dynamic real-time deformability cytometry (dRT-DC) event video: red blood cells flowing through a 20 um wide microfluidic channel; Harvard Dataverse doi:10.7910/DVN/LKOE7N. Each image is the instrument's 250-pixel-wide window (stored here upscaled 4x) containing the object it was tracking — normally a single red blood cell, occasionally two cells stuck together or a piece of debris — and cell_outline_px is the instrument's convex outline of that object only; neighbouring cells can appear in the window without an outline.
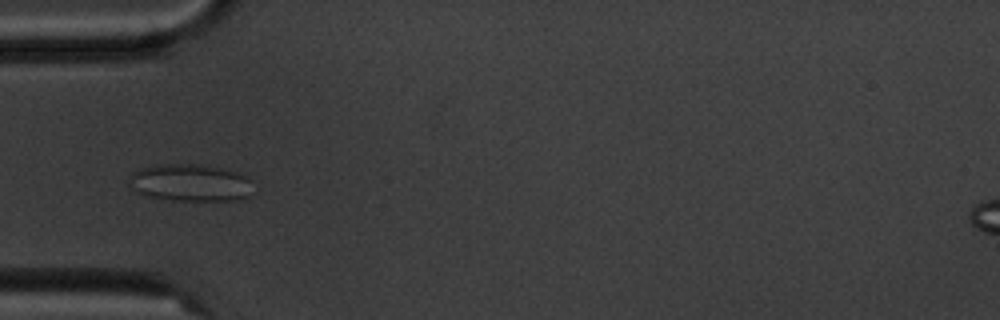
{"species": "common noctule bat (a hibernating species)", "species_latin": "Nyctalus noctula", "temperature_condition": "cold", "stored_images_in_passage": 8, "camera_frame_rate_fps": 3000, "um_per_image_px": 0.085, "animal": {"sex": "male", "body_mass_g": 20.1, "forearm_length_mm": 53.5}, "frame": {"image": 1, "passage_image": 4, "time_ms": 4.333, "image_size_px": [1000, 320], "cell_outline_px": [[252, 180], [248, 196], [236, 200], [172, 200], [148, 196], [136, 192], [128, 184], [128, 180], [132, 172], [140, 168], [156, 164], [200, 164], [220, 168], [236, 172], [248, 176]], "centroid_in_image_um": [16.13, 15.52], "position_along_channel_um": 68.9, "area_um2": 26.99}}
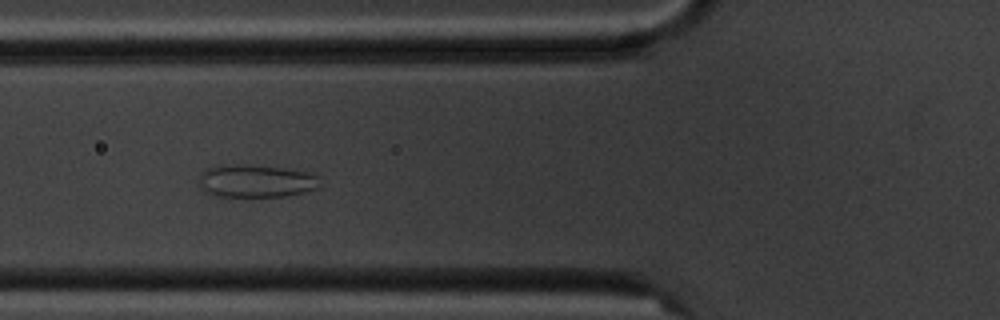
{"frame": {"image": 2, "passage_image": 5, "time_ms": 5.333, "image_size_px": [1000, 320], "cell_outline_px": [[320, 188], [304, 192], [284, 196], [212, 196], [200, 192], [196, 184], [200, 172], [204, 168], [212, 164], [252, 164], [308, 172], [316, 176], [320, 184]], "centroid_in_image_um": [21.59, 15.37], "position_along_channel_um": 104.2, "area_um2": 23.93}}